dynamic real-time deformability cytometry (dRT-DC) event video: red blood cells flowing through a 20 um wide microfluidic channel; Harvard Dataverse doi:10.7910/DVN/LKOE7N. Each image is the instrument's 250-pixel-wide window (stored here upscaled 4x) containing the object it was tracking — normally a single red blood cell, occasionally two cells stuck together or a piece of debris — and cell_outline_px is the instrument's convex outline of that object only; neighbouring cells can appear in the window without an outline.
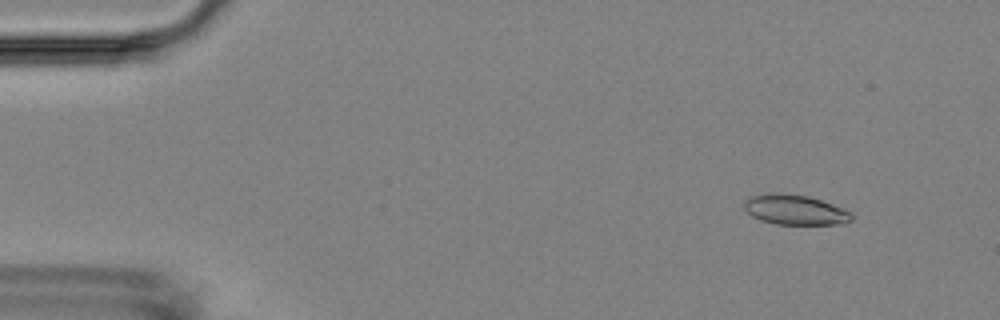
{"species": "Egyptian fruit bat (a non-hibernating species)", "species_latin": "Rousettus aegyptiacus", "temperature_condition": "room temperature", "stored_images_in_passage": 6, "camera_frame_rate_fps": 3000, "um_per_image_px": 0.085, "animal": {"sex": "female"}, "frame": {"image": 1, "passage_image": 2, "time_ms": 1.333, "image_size_px": [1000, 320], "cell_outline_px": [[852, 220], [844, 224], [776, 224], [760, 220], [752, 216], [744, 208], [744, 200], [748, 196], [768, 192], [780, 192], [808, 196], [844, 208], [852, 212]], "centroid_in_image_um": [67.55, 17.82], "position_along_channel_um": 17.4, "area_um2": 19.07}}
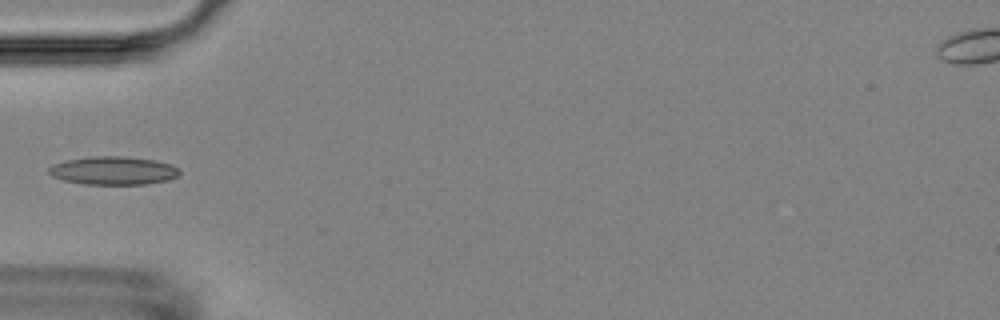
{"frame": {"image": 2, "passage_image": 6, "time_ms": 5.667, "image_size_px": [1000, 320], "cell_outline_px": [[180, 176], [168, 180], [144, 184], [84, 184], [64, 180], [52, 176], [48, 172], [48, 168], [52, 164], [64, 160], [92, 156], [124, 156], [156, 160], [172, 164], [180, 168]], "centroid_in_image_um": [9.66, 14.49], "position_along_channel_um": 75.3, "area_um2": 21.79}}